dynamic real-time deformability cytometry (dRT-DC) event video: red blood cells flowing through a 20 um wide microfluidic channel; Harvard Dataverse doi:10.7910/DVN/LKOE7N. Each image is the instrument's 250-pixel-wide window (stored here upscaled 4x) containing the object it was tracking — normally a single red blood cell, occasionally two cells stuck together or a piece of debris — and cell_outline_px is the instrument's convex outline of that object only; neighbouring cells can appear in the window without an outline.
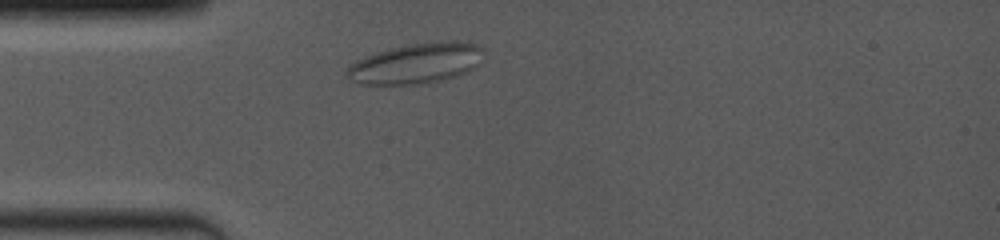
{"species": "common noctule bat (a hibernating species)", "species_latin": "Nyctalus noctula", "temperature_condition": "room temperature", "stored_images_in_passage": 57, "camera_frame_rate_fps": 4000, "um_per_image_px": 0.085, "animal": {"sex": "female", "body_mass_g": 19.0, "forearm_length_mm": 53.3}, "frame": {"image": 1, "passage_image": 8, "time_ms": 1.25, "image_size_px": [1000, 240], "cell_outline_px": [[480, 64], [468, 72], [456, 76], [428, 84], [360, 84], [344, 76], [344, 72], [356, 60], [376, 52], [392, 48], [412, 44], [452, 40], [456, 40], [476, 44], [480, 48]], "centroid_in_image_um": [35.36, 5.4], "position_along_channel_um": 49.6, "area_um2": 32.08}}
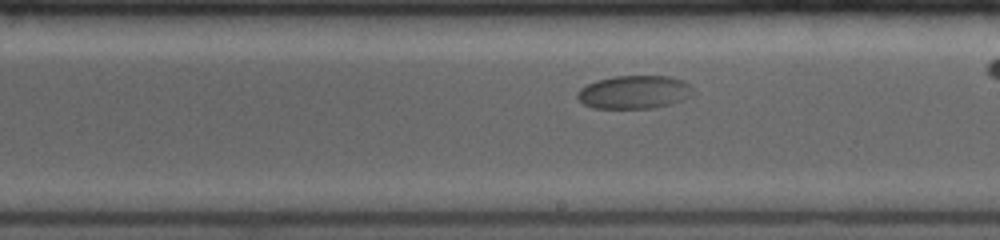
{"frame": {"image": 2, "passage_image": 38, "time_ms": 6.5, "image_size_px": [1000, 240], "cell_outline_px": [[696, 92], [684, 100], [672, 104], [652, 108], [592, 108], [584, 104], [576, 96], [576, 92], [580, 88], [596, 80], [616, 76], [672, 76], [684, 80]], "centroid_in_image_um": [53.94, 7.83], "position_along_channel_um": 235.1, "area_um2": 22.66}}
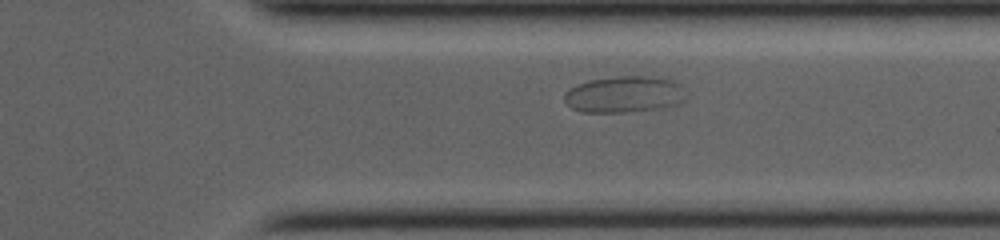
{"frame": {"image": 3, "passage_image": 54, "time_ms": 9.75, "image_size_px": [1000, 240], "cell_outline_px": [[688, 100], [680, 104], [664, 108], [624, 112], [580, 112], [572, 108], [564, 100], [564, 92], [576, 84], [588, 80], [616, 76], [652, 76], [672, 80], [680, 84], [688, 96]], "centroid_in_image_um": [53.11, 8.02], "position_along_channel_um": 358.3, "area_um2": 26.41}}